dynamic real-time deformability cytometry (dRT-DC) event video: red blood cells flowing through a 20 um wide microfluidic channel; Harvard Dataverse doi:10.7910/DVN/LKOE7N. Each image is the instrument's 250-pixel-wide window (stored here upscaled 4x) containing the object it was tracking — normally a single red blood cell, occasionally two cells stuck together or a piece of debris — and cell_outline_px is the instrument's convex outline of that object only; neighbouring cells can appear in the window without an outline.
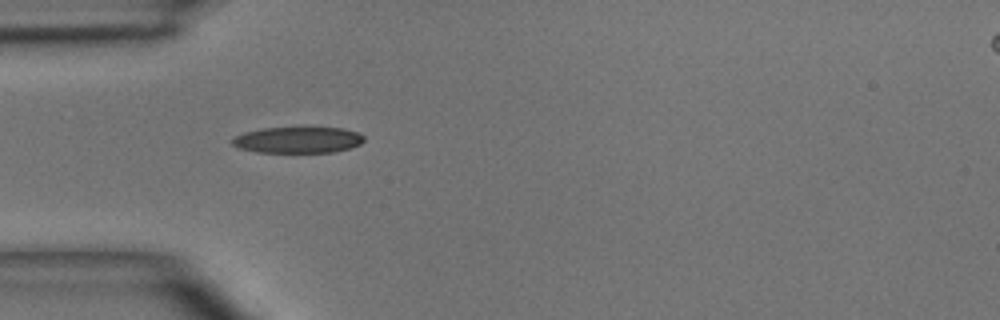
{"species": "common noctule bat (a hibernating species)", "species_latin": "Nyctalus noctula", "temperature_condition": "room temperature", "stored_images_in_passage": 1, "camera_frame_rate_fps": 3000, "um_per_image_px": 0.085, "animal": {"sex": "male", "body_mass_g": 15.6}, "frame": {"image": 1, "passage_image": 1, "time_ms": 0.0, "image_size_px": [1000, 320], "cell_outline_px": [[364, 140], [360, 144], [348, 148], [332, 152], [256, 152], [240, 148], [232, 144], [232, 140], [236, 136], [244, 132], [264, 128], [304, 124], [344, 128], [356, 132], [364, 136]], "centroid_in_image_um": [25.35, 11.83], "position_along_channel_um": 59.7, "area_um2": 20.98}}